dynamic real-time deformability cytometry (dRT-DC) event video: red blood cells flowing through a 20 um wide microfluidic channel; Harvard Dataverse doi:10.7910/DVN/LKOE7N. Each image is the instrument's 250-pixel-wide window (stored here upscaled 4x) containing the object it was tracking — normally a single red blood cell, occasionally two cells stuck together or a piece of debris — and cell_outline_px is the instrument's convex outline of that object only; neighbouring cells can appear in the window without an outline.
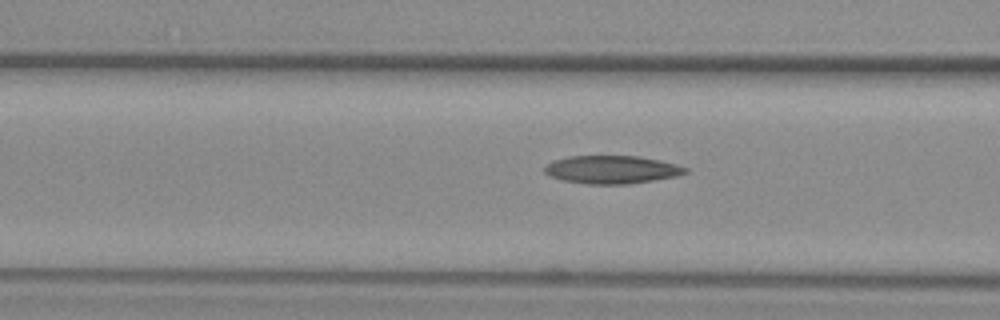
{"species": "common noctule bat (a hibernating species)", "species_latin": "Nyctalus noctula", "temperature_condition": "warm", "stored_images_in_passage": 37, "camera_frame_rate_fps": 3000, "um_per_image_px": 0.085, "animal": {"sex": "female", "body_mass_g": 29.2, "forearm_length_mm": 56.3}, "frame": {"image": 1, "passage_image": 5, "time_ms": 1.333, "image_size_px": [1000, 320], "cell_outline_px": [[688, 172], [676, 176], [628, 184], [588, 184], [564, 180], [552, 176], [544, 172], [544, 168], [552, 160], [568, 156], [640, 156], [660, 160], [676, 164], [688, 168]], "centroid_in_image_um": [52.01, 14.4], "position_along_channel_um": 114.6, "area_um2": 22.89}}
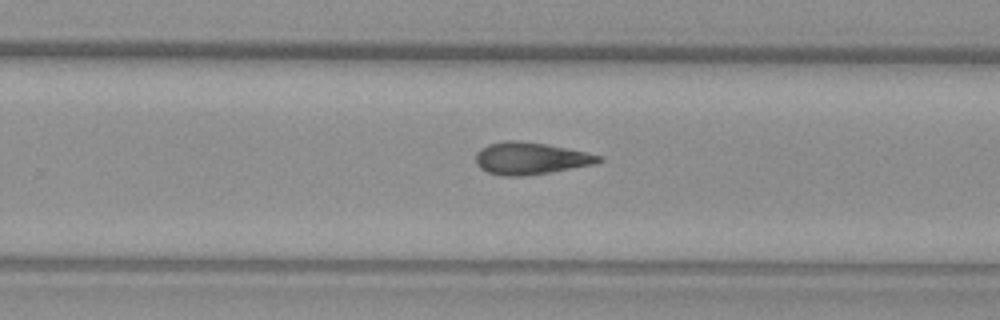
{"frame": {"image": 2, "passage_image": 18, "time_ms": 5.667, "image_size_px": [1000, 320], "cell_outline_px": [[604, 160], [596, 164], [524, 176], [500, 176], [488, 172], [480, 168], [476, 164], [476, 152], [480, 148], [488, 144], [504, 140], [516, 140], [548, 144], [568, 148], [604, 156]], "centroid_in_image_um": [45.1, 13.45], "position_along_channel_um": 284.7, "area_um2": 23.24}}
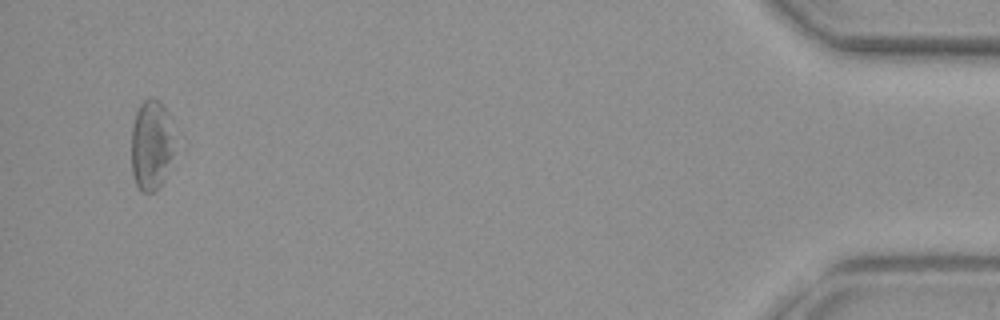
{"frame": {"image": 3, "passage_image": 35, "time_ms": 11.333, "image_size_px": [1000, 320], "cell_outline_px": [[172, 156], [164, 180], [152, 192], [140, 192], [136, 184], [132, 172], [132, 128], [136, 112], [140, 104], [148, 96], [152, 96], [160, 100], [168, 112], [172, 152]], "centroid_in_image_um": [12.82, 12.3], "position_along_channel_um": 422.4, "area_um2": 22.31}}